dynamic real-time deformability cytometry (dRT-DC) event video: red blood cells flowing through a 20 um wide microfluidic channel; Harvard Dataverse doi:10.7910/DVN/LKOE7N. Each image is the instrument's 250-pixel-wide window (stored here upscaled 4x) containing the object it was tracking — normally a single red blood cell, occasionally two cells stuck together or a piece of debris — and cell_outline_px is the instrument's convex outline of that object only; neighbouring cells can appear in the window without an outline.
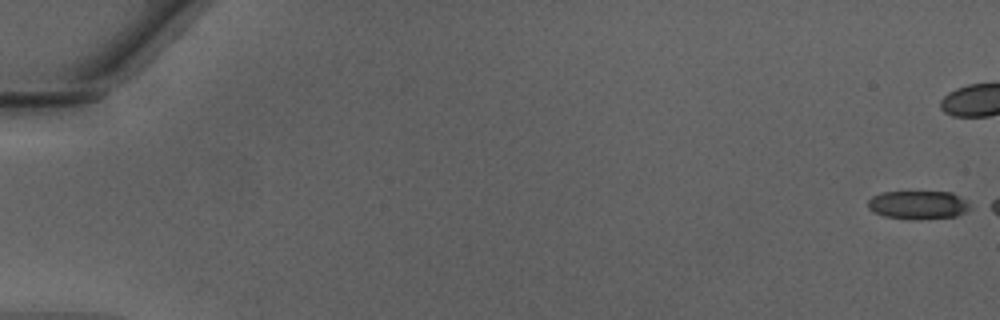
{"species": "Egyptian fruit bat (a non-hibernating species)", "species_latin": "Rousettus aegyptiacus", "temperature_condition": "warm", "stored_images_in_passage": 6, "camera_frame_rate_fps": 3000, "um_per_image_px": 0.085, "animal": {"sex": "male"}, "frame": {"image": 1, "passage_image": 1, "time_ms": 0.0, "image_size_px": [1000, 320], "cell_outline_px": [[972, 208], [956, 216], [920, 220], [908, 220], [884, 216], [872, 212], [868, 208], [868, 200], [872, 196], [880, 192], [952, 192], [964, 200]], "centroid_in_image_um": [77.99, 17.43], "position_along_channel_um": 7.0, "area_um2": 17.11}}